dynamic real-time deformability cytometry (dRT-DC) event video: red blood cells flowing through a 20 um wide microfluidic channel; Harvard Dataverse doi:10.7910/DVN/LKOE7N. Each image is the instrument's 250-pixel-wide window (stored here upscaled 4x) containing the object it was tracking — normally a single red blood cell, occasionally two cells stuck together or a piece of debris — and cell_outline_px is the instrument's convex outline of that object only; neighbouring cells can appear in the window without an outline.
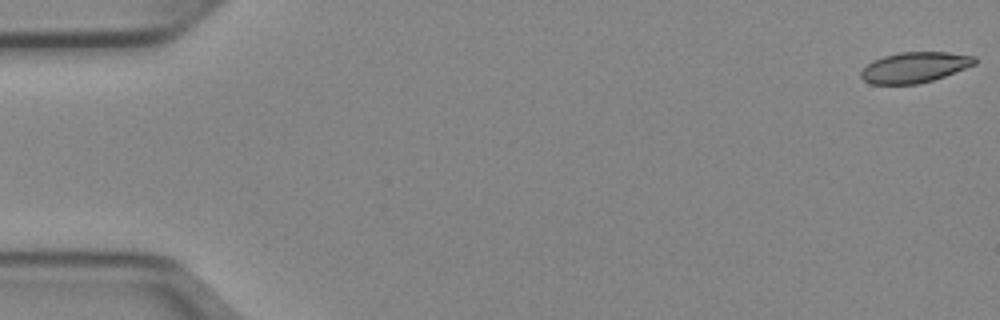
{"species": "Egyptian fruit bat (a non-hibernating species)", "species_latin": "Rousettus aegyptiacus", "temperature_condition": "cold", "stored_images_in_passage": 11, "camera_frame_rate_fps": 3000, "um_per_image_px": 0.085, "animal": {"sex": "female"}, "frame": {"image": 1, "passage_image": 1, "time_ms": 0.0, "image_size_px": [1000, 320], "cell_outline_px": [[976, 64], [944, 76], [932, 80], [916, 84], [872, 84], [864, 80], [860, 76], [860, 72], [872, 60], [884, 56], [900, 52], [948, 52], [976, 56]], "centroid_in_image_um": [77.74, 5.72], "position_along_channel_um": 7.3, "area_um2": 20.17}}